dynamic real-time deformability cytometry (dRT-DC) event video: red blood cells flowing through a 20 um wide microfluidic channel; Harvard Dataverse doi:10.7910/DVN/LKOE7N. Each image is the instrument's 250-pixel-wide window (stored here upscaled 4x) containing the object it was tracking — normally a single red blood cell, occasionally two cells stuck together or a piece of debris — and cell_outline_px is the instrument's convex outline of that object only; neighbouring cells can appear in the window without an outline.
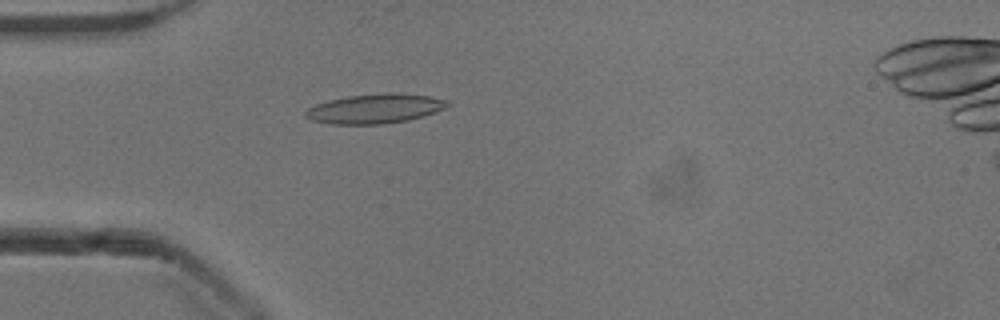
{"species": "common noctule bat (a hibernating species)", "species_latin": "Nyctalus noctula", "temperature_condition": "cold", "stored_images_in_passage": 52, "camera_frame_rate_fps": 3000, "um_per_image_px": 0.085, "animal": {"sex": "male", "body_mass_g": 13.3}, "frame": {"image": 1, "passage_image": 15, "time_ms": 4.667, "image_size_px": [1000, 320], "cell_outline_px": [[452, 104], [436, 112], [408, 120], [380, 124], [332, 124], [312, 120], [304, 116], [304, 112], [308, 108], [316, 104], [328, 100], [348, 96], [388, 92], [396, 92], [428, 96], [448, 100]], "centroid_in_image_um": [31.88, 9.23], "position_along_channel_um": 53.1, "area_um2": 24.45}}
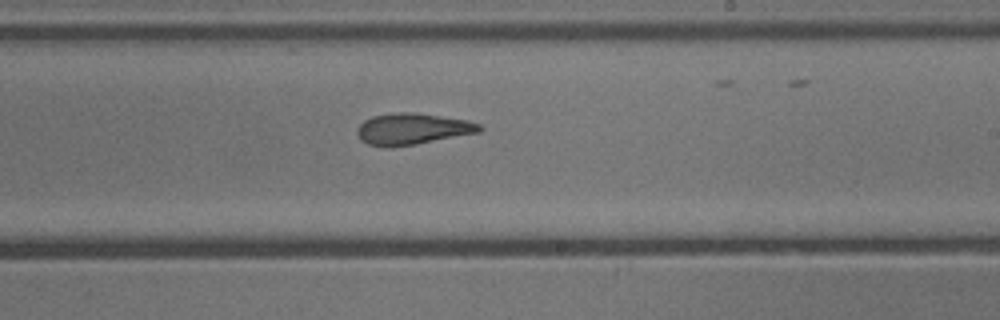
{"frame": {"image": 2, "passage_image": 31, "time_ms": 10.0, "image_size_px": [1000, 320], "cell_outline_px": [[484, 128], [480, 132], [416, 144], [368, 144], [360, 140], [356, 132], [356, 128], [364, 120], [372, 116], [400, 112], [412, 112], [468, 120], [480, 124]], "centroid_in_image_um": [35.09, 10.92], "position_along_channel_um": 253.9, "area_um2": 21.73}}
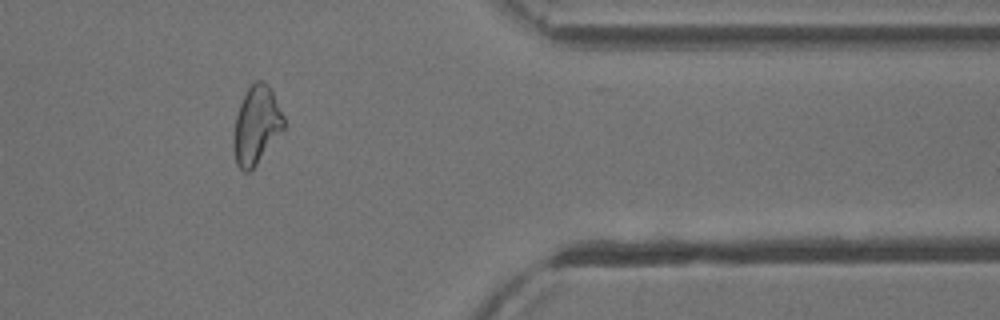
{"frame": {"image": 3, "passage_image": 43, "time_ms": 14.0, "image_size_px": [1000, 320], "cell_outline_px": [[288, 124], [256, 164], [248, 172], [244, 172], [236, 164], [232, 144], [236, 116], [240, 104], [248, 88], [256, 80], [260, 80], [268, 84], [272, 88]], "centroid_in_image_um": [21.82, 10.62], "position_along_channel_um": 389.6, "area_um2": 23.0}, "authors_computed_cell_mechanics": {"area_um2": 22.9177, "velocity_mm_per_s": 3.908, "shape_relaxation_time_tau1_ms": 4.6696, "shape_relaxation_time_tau2_ms": 2.2666, "deformation_change_tau1": 0.1795, "deformation_change_tau2": 0.1182}}